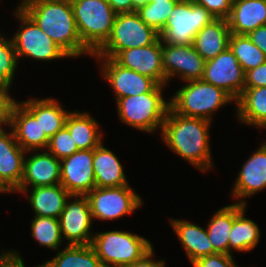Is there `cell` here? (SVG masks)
Returning a JSON list of instances; mask_svg holds the SVG:
<instances>
[{
	"instance_id": "obj_24",
	"label": "cell",
	"mask_w": 266,
	"mask_h": 267,
	"mask_svg": "<svg viewBox=\"0 0 266 267\" xmlns=\"http://www.w3.org/2000/svg\"><path fill=\"white\" fill-rule=\"evenodd\" d=\"M230 34L227 19L216 18L196 34L193 47L205 61L211 60L229 47Z\"/></svg>"
},
{
	"instance_id": "obj_31",
	"label": "cell",
	"mask_w": 266,
	"mask_h": 267,
	"mask_svg": "<svg viewBox=\"0 0 266 267\" xmlns=\"http://www.w3.org/2000/svg\"><path fill=\"white\" fill-rule=\"evenodd\" d=\"M233 226V204L226 205L214 213L206 230L217 253L229 255V236Z\"/></svg>"
},
{
	"instance_id": "obj_1",
	"label": "cell",
	"mask_w": 266,
	"mask_h": 267,
	"mask_svg": "<svg viewBox=\"0 0 266 267\" xmlns=\"http://www.w3.org/2000/svg\"><path fill=\"white\" fill-rule=\"evenodd\" d=\"M210 126L211 121L180 115L170 107L160 131L161 140L179 157L206 172L213 166Z\"/></svg>"
},
{
	"instance_id": "obj_25",
	"label": "cell",
	"mask_w": 266,
	"mask_h": 267,
	"mask_svg": "<svg viewBox=\"0 0 266 267\" xmlns=\"http://www.w3.org/2000/svg\"><path fill=\"white\" fill-rule=\"evenodd\" d=\"M20 103L38 120L42 131L50 139L65 126L70 113L54 98L29 99Z\"/></svg>"
},
{
	"instance_id": "obj_11",
	"label": "cell",
	"mask_w": 266,
	"mask_h": 267,
	"mask_svg": "<svg viewBox=\"0 0 266 267\" xmlns=\"http://www.w3.org/2000/svg\"><path fill=\"white\" fill-rule=\"evenodd\" d=\"M70 199L58 218L62 239L68 241L67 245H90L94 233L90 231L93 218L89 201L85 195H72Z\"/></svg>"
},
{
	"instance_id": "obj_44",
	"label": "cell",
	"mask_w": 266,
	"mask_h": 267,
	"mask_svg": "<svg viewBox=\"0 0 266 267\" xmlns=\"http://www.w3.org/2000/svg\"><path fill=\"white\" fill-rule=\"evenodd\" d=\"M3 267H25L24 261L21 258L17 250H14V255L8 260V262ZM36 267H43L42 264L37 265Z\"/></svg>"
},
{
	"instance_id": "obj_26",
	"label": "cell",
	"mask_w": 266,
	"mask_h": 267,
	"mask_svg": "<svg viewBox=\"0 0 266 267\" xmlns=\"http://www.w3.org/2000/svg\"><path fill=\"white\" fill-rule=\"evenodd\" d=\"M93 169L96 187L129 185L123 166L117 156L103 142L94 149Z\"/></svg>"
},
{
	"instance_id": "obj_39",
	"label": "cell",
	"mask_w": 266,
	"mask_h": 267,
	"mask_svg": "<svg viewBox=\"0 0 266 267\" xmlns=\"http://www.w3.org/2000/svg\"><path fill=\"white\" fill-rule=\"evenodd\" d=\"M10 88L0 85V128L9 127L10 111L16 101L9 93Z\"/></svg>"
},
{
	"instance_id": "obj_6",
	"label": "cell",
	"mask_w": 266,
	"mask_h": 267,
	"mask_svg": "<svg viewBox=\"0 0 266 267\" xmlns=\"http://www.w3.org/2000/svg\"><path fill=\"white\" fill-rule=\"evenodd\" d=\"M91 245L105 267L131 265L153 248L148 239L119 230L94 233Z\"/></svg>"
},
{
	"instance_id": "obj_12",
	"label": "cell",
	"mask_w": 266,
	"mask_h": 267,
	"mask_svg": "<svg viewBox=\"0 0 266 267\" xmlns=\"http://www.w3.org/2000/svg\"><path fill=\"white\" fill-rule=\"evenodd\" d=\"M162 66L166 86L171 79L177 76L184 82L202 79L205 60L197 53L193 44L162 43Z\"/></svg>"
},
{
	"instance_id": "obj_47",
	"label": "cell",
	"mask_w": 266,
	"mask_h": 267,
	"mask_svg": "<svg viewBox=\"0 0 266 267\" xmlns=\"http://www.w3.org/2000/svg\"><path fill=\"white\" fill-rule=\"evenodd\" d=\"M161 1H179V0H149L150 3H157Z\"/></svg>"
},
{
	"instance_id": "obj_32",
	"label": "cell",
	"mask_w": 266,
	"mask_h": 267,
	"mask_svg": "<svg viewBox=\"0 0 266 267\" xmlns=\"http://www.w3.org/2000/svg\"><path fill=\"white\" fill-rule=\"evenodd\" d=\"M229 48L237 58L244 73L258 67L266 61V55L247 35L231 33L229 37Z\"/></svg>"
},
{
	"instance_id": "obj_34",
	"label": "cell",
	"mask_w": 266,
	"mask_h": 267,
	"mask_svg": "<svg viewBox=\"0 0 266 267\" xmlns=\"http://www.w3.org/2000/svg\"><path fill=\"white\" fill-rule=\"evenodd\" d=\"M177 2L178 1L149 2L146 6L139 8L136 12L146 25L154 28L160 33Z\"/></svg>"
},
{
	"instance_id": "obj_37",
	"label": "cell",
	"mask_w": 266,
	"mask_h": 267,
	"mask_svg": "<svg viewBox=\"0 0 266 267\" xmlns=\"http://www.w3.org/2000/svg\"><path fill=\"white\" fill-rule=\"evenodd\" d=\"M233 255L216 253L197 259L192 263L193 267H238Z\"/></svg>"
},
{
	"instance_id": "obj_20",
	"label": "cell",
	"mask_w": 266,
	"mask_h": 267,
	"mask_svg": "<svg viewBox=\"0 0 266 267\" xmlns=\"http://www.w3.org/2000/svg\"><path fill=\"white\" fill-rule=\"evenodd\" d=\"M0 128V183L9 192H14L23 176L26 152L15 140L13 131Z\"/></svg>"
},
{
	"instance_id": "obj_42",
	"label": "cell",
	"mask_w": 266,
	"mask_h": 267,
	"mask_svg": "<svg viewBox=\"0 0 266 267\" xmlns=\"http://www.w3.org/2000/svg\"><path fill=\"white\" fill-rule=\"evenodd\" d=\"M247 36L266 55V25L258 27Z\"/></svg>"
},
{
	"instance_id": "obj_14",
	"label": "cell",
	"mask_w": 266,
	"mask_h": 267,
	"mask_svg": "<svg viewBox=\"0 0 266 267\" xmlns=\"http://www.w3.org/2000/svg\"><path fill=\"white\" fill-rule=\"evenodd\" d=\"M102 65L101 75L111 86L115 101L119 98L151 92L158 83L151 77L119 65L113 58L95 57ZM103 62V63H102Z\"/></svg>"
},
{
	"instance_id": "obj_27",
	"label": "cell",
	"mask_w": 266,
	"mask_h": 267,
	"mask_svg": "<svg viewBox=\"0 0 266 267\" xmlns=\"http://www.w3.org/2000/svg\"><path fill=\"white\" fill-rule=\"evenodd\" d=\"M246 206L233 204V226L229 236V255L232 252H250L260 241L261 231L259 226L249 218L245 217Z\"/></svg>"
},
{
	"instance_id": "obj_18",
	"label": "cell",
	"mask_w": 266,
	"mask_h": 267,
	"mask_svg": "<svg viewBox=\"0 0 266 267\" xmlns=\"http://www.w3.org/2000/svg\"><path fill=\"white\" fill-rule=\"evenodd\" d=\"M29 152L33 154L29 157L25 155L21 183L14 193L29 189V185L35 188L60 184V160L47 150Z\"/></svg>"
},
{
	"instance_id": "obj_8",
	"label": "cell",
	"mask_w": 266,
	"mask_h": 267,
	"mask_svg": "<svg viewBox=\"0 0 266 267\" xmlns=\"http://www.w3.org/2000/svg\"><path fill=\"white\" fill-rule=\"evenodd\" d=\"M159 38V33L146 25L136 11L118 13L110 37L93 57L114 58L123 50L149 46Z\"/></svg>"
},
{
	"instance_id": "obj_17",
	"label": "cell",
	"mask_w": 266,
	"mask_h": 267,
	"mask_svg": "<svg viewBox=\"0 0 266 267\" xmlns=\"http://www.w3.org/2000/svg\"><path fill=\"white\" fill-rule=\"evenodd\" d=\"M15 140L26 152L47 149L49 138L42 131L38 121L20 102L11 107L9 127Z\"/></svg>"
},
{
	"instance_id": "obj_45",
	"label": "cell",
	"mask_w": 266,
	"mask_h": 267,
	"mask_svg": "<svg viewBox=\"0 0 266 267\" xmlns=\"http://www.w3.org/2000/svg\"><path fill=\"white\" fill-rule=\"evenodd\" d=\"M14 255V250H6V251H2L1 255H0V267H3L8 260Z\"/></svg>"
},
{
	"instance_id": "obj_9",
	"label": "cell",
	"mask_w": 266,
	"mask_h": 267,
	"mask_svg": "<svg viewBox=\"0 0 266 267\" xmlns=\"http://www.w3.org/2000/svg\"><path fill=\"white\" fill-rule=\"evenodd\" d=\"M14 16L20 21L18 31L11 38L17 58L30 57L34 60L53 61L70 58L50 37H48L30 16L19 6Z\"/></svg>"
},
{
	"instance_id": "obj_2",
	"label": "cell",
	"mask_w": 266,
	"mask_h": 267,
	"mask_svg": "<svg viewBox=\"0 0 266 267\" xmlns=\"http://www.w3.org/2000/svg\"><path fill=\"white\" fill-rule=\"evenodd\" d=\"M18 6L71 58L93 56L81 41L70 0H23Z\"/></svg>"
},
{
	"instance_id": "obj_7",
	"label": "cell",
	"mask_w": 266,
	"mask_h": 267,
	"mask_svg": "<svg viewBox=\"0 0 266 267\" xmlns=\"http://www.w3.org/2000/svg\"><path fill=\"white\" fill-rule=\"evenodd\" d=\"M216 18L193 0H179L159 33L162 43L193 44L196 34Z\"/></svg>"
},
{
	"instance_id": "obj_38",
	"label": "cell",
	"mask_w": 266,
	"mask_h": 267,
	"mask_svg": "<svg viewBox=\"0 0 266 267\" xmlns=\"http://www.w3.org/2000/svg\"><path fill=\"white\" fill-rule=\"evenodd\" d=\"M204 6L215 18L227 19L231 15L233 0H193Z\"/></svg>"
},
{
	"instance_id": "obj_15",
	"label": "cell",
	"mask_w": 266,
	"mask_h": 267,
	"mask_svg": "<svg viewBox=\"0 0 266 267\" xmlns=\"http://www.w3.org/2000/svg\"><path fill=\"white\" fill-rule=\"evenodd\" d=\"M93 157L94 149H82L60 160V184L71 195H86L96 187Z\"/></svg>"
},
{
	"instance_id": "obj_23",
	"label": "cell",
	"mask_w": 266,
	"mask_h": 267,
	"mask_svg": "<svg viewBox=\"0 0 266 267\" xmlns=\"http://www.w3.org/2000/svg\"><path fill=\"white\" fill-rule=\"evenodd\" d=\"M21 193L29 194L27 198L35 216L56 219L60 217L67 200L72 196L61 184L26 189Z\"/></svg>"
},
{
	"instance_id": "obj_10",
	"label": "cell",
	"mask_w": 266,
	"mask_h": 267,
	"mask_svg": "<svg viewBox=\"0 0 266 267\" xmlns=\"http://www.w3.org/2000/svg\"><path fill=\"white\" fill-rule=\"evenodd\" d=\"M133 190L130 185L93 188L85 195L89 201L93 221H111L139 209L143 202Z\"/></svg>"
},
{
	"instance_id": "obj_33",
	"label": "cell",
	"mask_w": 266,
	"mask_h": 267,
	"mask_svg": "<svg viewBox=\"0 0 266 267\" xmlns=\"http://www.w3.org/2000/svg\"><path fill=\"white\" fill-rule=\"evenodd\" d=\"M31 235L41 246L58 250L63 239L59 219L46 216H33L31 220Z\"/></svg>"
},
{
	"instance_id": "obj_41",
	"label": "cell",
	"mask_w": 266,
	"mask_h": 267,
	"mask_svg": "<svg viewBox=\"0 0 266 267\" xmlns=\"http://www.w3.org/2000/svg\"><path fill=\"white\" fill-rule=\"evenodd\" d=\"M154 249L152 248L148 253H146L141 259L137 260L131 265L124 267H165V261L163 260H154Z\"/></svg>"
},
{
	"instance_id": "obj_13",
	"label": "cell",
	"mask_w": 266,
	"mask_h": 267,
	"mask_svg": "<svg viewBox=\"0 0 266 267\" xmlns=\"http://www.w3.org/2000/svg\"><path fill=\"white\" fill-rule=\"evenodd\" d=\"M202 80L222 88L237 100L244 90L245 73L228 47L215 58L205 61Z\"/></svg>"
},
{
	"instance_id": "obj_36",
	"label": "cell",
	"mask_w": 266,
	"mask_h": 267,
	"mask_svg": "<svg viewBox=\"0 0 266 267\" xmlns=\"http://www.w3.org/2000/svg\"><path fill=\"white\" fill-rule=\"evenodd\" d=\"M46 150L53 154L57 159L62 160L63 158L71 156L79 149L70 132L64 126L49 139V144Z\"/></svg>"
},
{
	"instance_id": "obj_35",
	"label": "cell",
	"mask_w": 266,
	"mask_h": 267,
	"mask_svg": "<svg viewBox=\"0 0 266 267\" xmlns=\"http://www.w3.org/2000/svg\"><path fill=\"white\" fill-rule=\"evenodd\" d=\"M18 61L12 39L7 40L0 32V85L11 87Z\"/></svg>"
},
{
	"instance_id": "obj_21",
	"label": "cell",
	"mask_w": 266,
	"mask_h": 267,
	"mask_svg": "<svg viewBox=\"0 0 266 267\" xmlns=\"http://www.w3.org/2000/svg\"><path fill=\"white\" fill-rule=\"evenodd\" d=\"M227 21L231 33L248 35L266 25V0H233Z\"/></svg>"
},
{
	"instance_id": "obj_48",
	"label": "cell",
	"mask_w": 266,
	"mask_h": 267,
	"mask_svg": "<svg viewBox=\"0 0 266 267\" xmlns=\"http://www.w3.org/2000/svg\"><path fill=\"white\" fill-rule=\"evenodd\" d=\"M9 193L0 183V193Z\"/></svg>"
},
{
	"instance_id": "obj_19",
	"label": "cell",
	"mask_w": 266,
	"mask_h": 267,
	"mask_svg": "<svg viewBox=\"0 0 266 267\" xmlns=\"http://www.w3.org/2000/svg\"><path fill=\"white\" fill-rule=\"evenodd\" d=\"M237 176L232 188L233 196L238 200L237 203L246 206V197L249 198L266 189V147L259 146L248 157Z\"/></svg>"
},
{
	"instance_id": "obj_30",
	"label": "cell",
	"mask_w": 266,
	"mask_h": 267,
	"mask_svg": "<svg viewBox=\"0 0 266 267\" xmlns=\"http://www.w3.org/2000/svg\"><path fill=\"white\" fill-rule=\"evenodd\" d=\"M43 267H105L92 245H67Z\"/></svg>"
},
{
	"instance_id": "obj_43",
	"label": "cell",
	"mask_w": 266,
	"mask_h": 267,
	"mask_svg": "<svg viewBox=\"0 0 266 267\" xmlns=\"http://www.w3.org/2000/svg\"><path fill=\"white\" fill-rule=\"evenodd\" d=\"M112 9L118 13L135 12L132 0H107Z\"/></svg>"
},
{
	"instance_id": "obj_5",
	"label": "cell",
	"mask_w": 266,
	"mask_h": 267,
	"mask_svg": "<svg viewBox=\"0 0 266 267\" xmlns=\"http://www.w3.org/2000/svg\"><path fill=\"white\" fill-rule=\"evenodd\" d=\"M83 45L94 55L111 35L116 12L107 0H70Z\"/></svg>"
},
{
	"instance_id": "obj_16",
	"label": "cell",
	"mask_w": 266,
	"mask_h": 267,
	"mask_svg": "<svg viewBox=\"0 0 266 267\" xmlns=\"http://www.w3.org/2000/svg\"><path fill=\"white\" fill-rule=\"evenodd\" d=\"M113 59L123 67L151 77L160 85H165V73L162 66V42L160 38L149 46L123 50Z\"/></svg>"
},
{
	"instance_id": "obj_40",
	"label": "cell",
	"mask_w": 266,
	"mask_h": 267,
	"mask_svg": "<svg viewBox=\"0 0 266 267\" xmlns=\"http://www.w3.org/2000/svg\"><path fill=\"white\" fill-rule=\"evenodd\" d=\"M263 86H266V61L245 73L244 88H258Z\"/></svg>"
},
{
	"instance_id": "obj_46",
	"label": "cell",
	"mask_w": 266,
	"mask_h": 267,
	"mask_svg": "<svg viewBox=\"0 0 266 267\" xmlns=\"http://www.w3.org/2000/svg\"><path fill=\"white\" fill-rule=\"evenodd\" d=\"M133 8L137 11L139 8L146 6L149 0H132Z\"/></svg>"
},
{
	"instance_id": "obj_28",
	"label": "cell",
	"mask_w": 266,
	"mask_h": 267,
	"mask_svg": "<svg viewBox=\"0 0 266 267\" xmlns=\"http://www.w3.org/2000/svg\"><path fill=\"white\" fill-rule=\"evenodd\" d=\"M65 127L79 150L95 149L103 141L98 121L88 112L71 111L67 115Z\"/></svg>"
},
{
	"instance_id": "obj_29",
	"label": "cell",
	"mask_w": 266,
	"mask_h": 267,
	"mask_svg": "<svg viewBox=\"0 0 266 267\" xmlns=\"http://www.w3.org/2000/svg\"><path fill=\"white\" fill-rule=\"evenodd\" d=\"M235 104L239 122L258 128L266 123V86L244 88Z\"/></svg>"
},
{
	"instance_id": "obj_49",
	"label": "cell",
	"mask_w": 266,
	"mask_h": 267,
	"mask_svg": "<svg viewBox=\"0 0 266 267\" xmlns=\"http://www.w3.org/2000/svg\"><path fill=\"white\" fill-rule=\"evenodd\" d=\"M260 128H262V129H263V128H266V123L263 124V125H261Z\"/></svg>"
},
{
	"instance_id": "obj_3",
	"label": "cell",
	"mask_w": 266,
	"mask_h": 267,
	"mask_svg": "<svg viewBox=\"0 0 266 267\" xmlns=\"http://www.w3.org/2000/svg\"><path fill=\"white\" fill-rule=\"evenodd\" d=\"M164 88L158 84L151 92L119 98L116 105L121 122L149 134L162 130L170 108V101L163 97Z\"/></svg>"
},
{
	"instance_id": "obj_4",
	"label": "cell",
	"mask_w": 266,
	"mask_h": 267,
	"mask_svg": "<svg viewBox=\"0 0 266 267\" xmlns=\"http://www.w3.org/2000/svg\"><path fill=\"white\" fill-rule=\"evenodd\" d=\"M169 101L176 113L211 122L213 113L230 102H236L225 90L202 79L185 82Z\"/></svg>"
},
{
	"instance_id": "obj_22",
	"label": "cell",
	"mask_w": 266,
	"mask_h": 267,
	"mask_svg": "<svg viewBox=\"0 0 266 267\" xmlns=\"http://www.w3.org/2000/svg\"><path fill=\"white\" fill-rule=\"evenodd\" d=\"M169 221L191 264L201 257L217 253L208 238L206 228L187 220L170 218Z\"/></svg>"
}]
</instances>
